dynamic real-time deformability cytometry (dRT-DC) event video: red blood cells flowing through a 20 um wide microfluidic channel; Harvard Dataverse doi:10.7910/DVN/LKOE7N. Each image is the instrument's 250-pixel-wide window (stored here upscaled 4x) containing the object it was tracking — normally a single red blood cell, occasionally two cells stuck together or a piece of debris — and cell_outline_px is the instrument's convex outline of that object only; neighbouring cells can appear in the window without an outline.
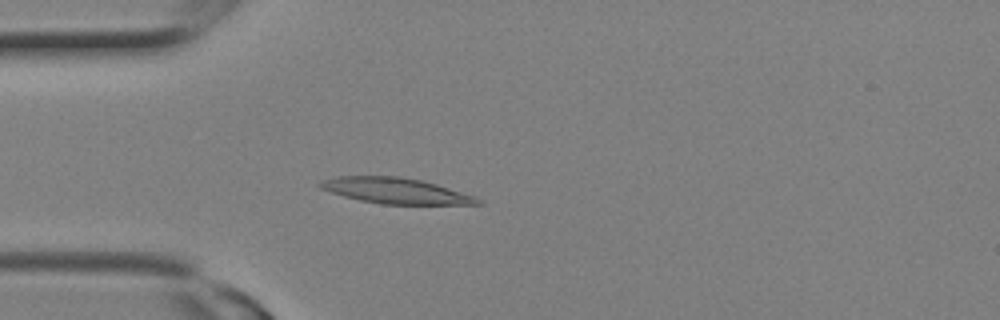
{"species": "Egyptian fruit bat (a non-hibernating species)", "species_latin": "Rousettus aegyptiacus", "temperature_condition": "room temperature", "stored_images_in_passage": 9, "camera_frame_rate_fps": 3000, "um_per_image_px": 0.085, "animal": {"sex": "female"}, "frame": {"image": 1, "passage_image": 7, "time_ms": 2.0, "image_size_px": [1000, 320], "cell_outline_px": [[484, 204], [380, 204], [360, 200], [344, 196], [320, 188], [316, 184], [324, 180], [336, 176], [400, 176], [420, 180], [436, 184], [476, 196]], "centroid_in_image_um": [33.63, 16.21], "position_along_channel_um": 51.4, "area_um2": 23.47}}
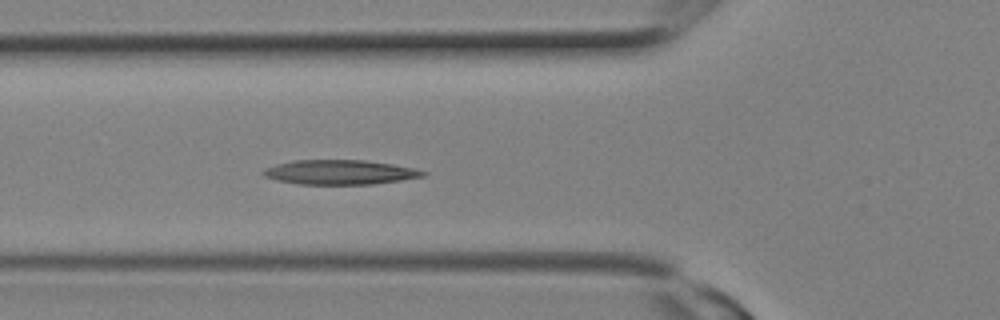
{"frame": {"image": 2, "passage_image": 9, "time_ms": 2.667, "image_size_px": [1000, 320], "cell_outline_px": [[428, 172], [424, 176], [400, 180], [372, 184], [300, 184], [276, 180], [264, 176], [260, 172], [264, 168], [276, 164], [292, 160], [364, 160], [392, 164], [412, 168]], "centroid_in_image_um": [28.83, 14.63], "position_along_channel_um": 97.0, "area_um2": 22.77}}